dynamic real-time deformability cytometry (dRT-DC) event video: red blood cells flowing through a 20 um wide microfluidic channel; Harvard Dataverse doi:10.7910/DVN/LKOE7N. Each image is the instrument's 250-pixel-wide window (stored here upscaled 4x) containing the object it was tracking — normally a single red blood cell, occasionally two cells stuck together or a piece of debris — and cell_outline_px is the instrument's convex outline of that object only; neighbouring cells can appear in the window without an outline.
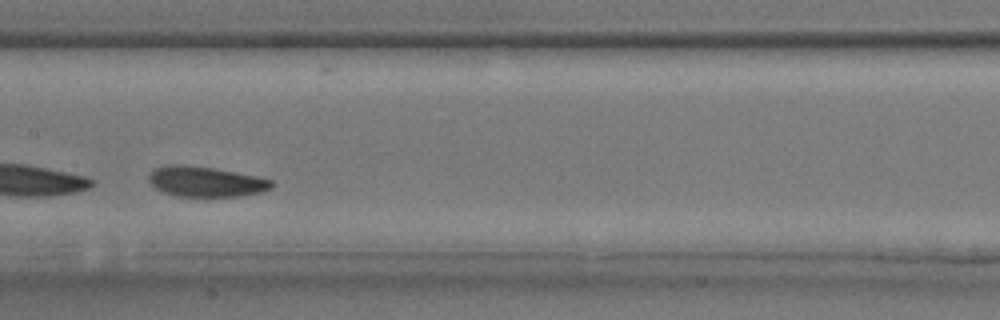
{"species": "common noctule bat (a hibernating species)", "species_latin": "Nyctalus noctula", "temperature_condition": "room temperature", "stored_images_in_passage": 32, "camera_frame_rate_fps": 3000, "um_per_image_px": 0.085, "animal": {"sex": "male", "body_mass_g": 17.9, "forearm_length_mm": 54.2}, "frame": {"image": 1, "passage_image": 14, "time_ms": 4.333, "image_size_px": [1000, 320], "cell_outline_px": [[276, 184], [272, 188], [260, 192], [240, 196], [176, 196], [160, 192], [148, 180], [148, 176], [156, 168], [168, 164], [180, 164], [212, 168], [256, 176], [272, 180]], "centroid_in_image_um": [17.48, 15.44], "position_along_channel_um": 189.9, "area_um2": 21.62}}